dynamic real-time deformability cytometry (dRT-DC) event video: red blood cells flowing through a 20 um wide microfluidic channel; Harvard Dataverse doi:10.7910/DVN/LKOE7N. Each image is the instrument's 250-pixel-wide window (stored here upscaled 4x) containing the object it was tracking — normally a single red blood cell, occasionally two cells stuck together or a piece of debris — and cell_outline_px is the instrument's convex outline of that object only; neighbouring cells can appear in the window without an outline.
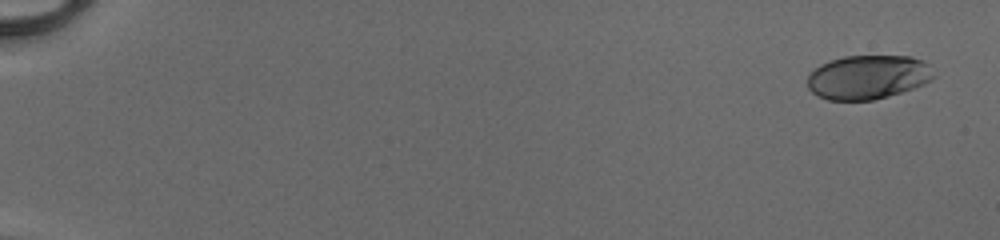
{"species": "human", "species_latin": "Homo sapiens", "temperature_condition": "cold", "stored_images_in_passage": 53, "camera_frame_rate_fps": 3000, "um_per_image_px": 0.085, "donor": {"sex": "male"}, "frame": {"image": 1, "passage_image": 3, "time_ms": 0.667, "image_size_px": [1000, 240], "cell_outline_px": [[936, 76], [932, 80], [924, 84], [888, 96], [872, 100], [828, 100], [812, 92], [808, 88], [808, 72], [820, 64], [844, 56], [912, 56], [924, 60], [928, 64]], "centroid_in_image_um": [73.78, 6.54], "position_along_channel_um": 11.2, "area_um2": 32.54}}
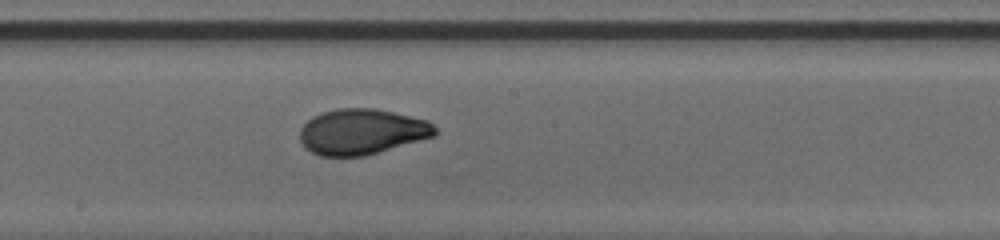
{"frame": {"image": 2, "passage_image": 32, "time_ms": 10.333, "image_size_px": [1000, 240], "cell_outline_px": [[440, 132], [436, 136], [364, 156], [320, 156], [304, 148], [300, 140], [300, 128], [312, 116], [320, 112], [336, 108], [376, 108], [428, 120]], "centroid_in_image_um": [30.76, 11.19], "position_along_channel_um": 217.4, "area_um2": 36.3}}
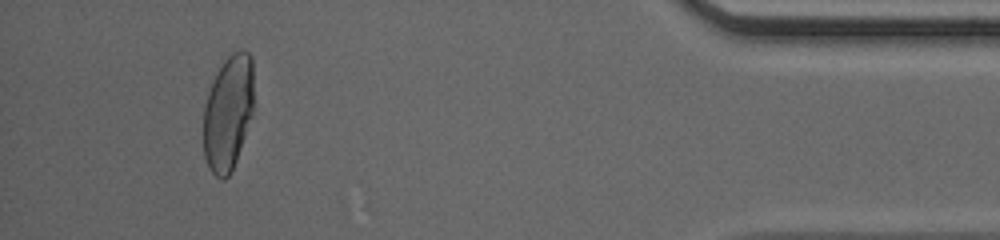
{"frame": {"image": 3, "passage_image": 50, "time_ms": 16.333, "image_size_px": [1000, 240], "cell_outline_px": [[252, 116], [236, 160], [228, 176], [224, 180], [220, 180], [208, 168], [204, 156], [204, 104], [208, 92], [216, 72], [224, 60], [232, 52], [240, 48], [248, 52], [252, 56]], "centroid_in_image_um": [19.38, 9.57], "position_along_channel_um": 415.8, "area_um2": 33.81}, "authors_computed_cell_mechanics": {"area_um2": 34.391, "velocity_mm_per_s": 4.1304, "shape_relaxation_time_tau1_ms": 5.735, "shape_relaxation_time_tau2_ms": 0.5924, "deformation_change_tau1": 0.1951, "deformation_change_tau2": 0.0484}}